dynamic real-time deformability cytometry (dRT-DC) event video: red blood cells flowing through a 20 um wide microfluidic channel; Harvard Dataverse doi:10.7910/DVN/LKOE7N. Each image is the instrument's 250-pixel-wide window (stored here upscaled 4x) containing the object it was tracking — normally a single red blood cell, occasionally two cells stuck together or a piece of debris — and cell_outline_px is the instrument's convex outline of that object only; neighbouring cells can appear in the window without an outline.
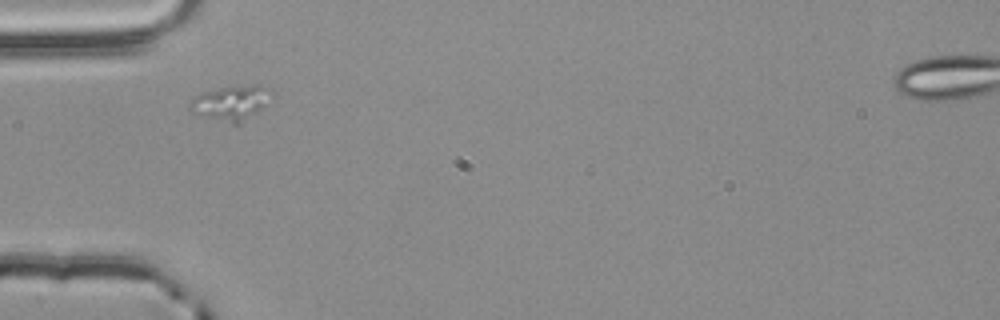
{"species": "common noctule bat (a hibernating species)", "species_latin": "Nyctalus noctula", "temperature_condition": "room temperature", "stored_images_in_passage": 7, "camera_frame_rate_fps": 3000, "um_per_image_px": 0.085, "animal": {"sex": "male", "body_mass_g": 20.4}, "frame": {"image": 1, "passage_image": 1, "time_ms": 0.0, "image_size_px": [1000, 320], "cell_outline_px": [[268, 104], [264, 108], [240, 124], [232, 124], [196, 116], [188, 108], [188, 104], [196, 96], [204, 92], [220, 88], [252, 84], [260, 84], [264, 88]], "centroid_in_image_um": [19.55, 8.8], "position_along_channel_um": 65.5, "area_um2": 16.42}}
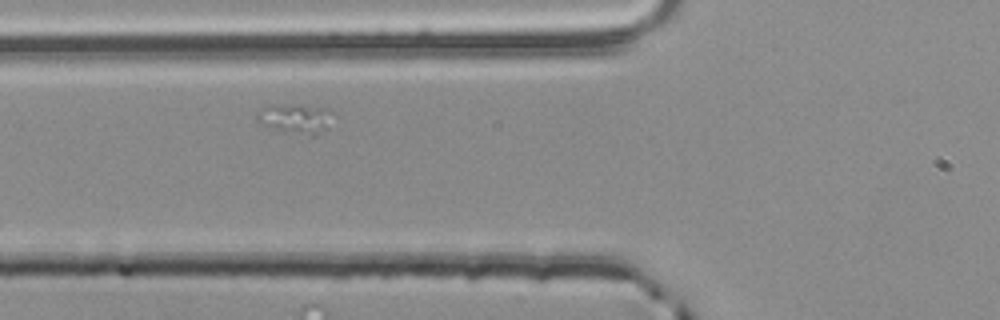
{"frame": {"image": 2, "passage_image": 4, "time_ms": 1.0, "image_size_px": [1000, 320], "cell_outline_px": [[336, 116], [316, 136], [312, 136], [284, 132], [264, 124], [256, 120], [256, 112], [260, 108], [268, 104], [304, 104], [328, 108], [336, 112]], "centroid_in_image_um": [25.15, 10.03], "position_along_channel_um": 100.6, "area_um2": 13.7}}